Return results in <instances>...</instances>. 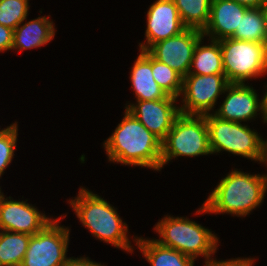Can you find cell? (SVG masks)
Listing matches in <instances>:
<instances>
[{
    "label": "cell",
    "instance_id": "17",
    "mask_svg": "<svg viewBox=\"0 0 267 266\" xmlns=\"http://www.w3.org/2000/svg\"><path fill=\"white\" fill-rule=\"evenodd\" d=\"M23 22L13 31V50L18 52L26 49L40 48L53 40L56 28L49 16H39L28 22Z\"/></svg>",
    "mask_w": 267,
    "mask_h": 266
},
{
    "label": "cell",
    "instance_id": "10",
    "mask_svg": "<svg viewBox=\"0 0 267 266\" xmlns=\"http://www.w3.org/2000/svg\"><path fill=\"white\" fill-rule=\"evenodd\" d=\"M203 37L201 30L186 28L179 35L153 44L147 51L184 78L189 74L195 46Z\"/></svg>",
    "mask_w": 267,
    "mask_h": 266
},
{
    "label": "cell",
    "instance_id": "12",
    "mask_svg": "<svg viewBox=\"0 0 267 266\" xmlns=\"http://www.w3.org/2000/svg\"><path fill=\"white\" fill-rule=\"evenodd\" d=\"M20 199L13 200L11 196L0 197V229L11 232L34 235L41 231L54 218L41 213L37 207Z\"/></svg>",
    "mask_w": 267,
    "mask_h": 266
},
{
    "label": "cell",
    "instance_id": "26",
    "mask_svg": "<svg viewBox=\"0 0 267 266\" xmlns=\"http://www.w3.org/2000/svg\"><path fill=\"white\" fill-rule=\"evenodd\" d=\"M255 258L247 257V258H231L228 260H219L216 258L210 261H206L204 266H254L253 264Z\"/></svg>",
    "mask_w": 267,
    "mask_h": 266
},
{
    "label": "cell",
    "instance_id": "4",
    "mask_svg": "<svg viewBox=\"0 0 267 266\" xmlns=\"http://www.w3.org/2000/svg\"><path fill=\"white\" fill-rule=\"evenodd\" d=\"M154 231L159 235V239L154 240L162 246L176 249L193 260L202 256L204 262L213 260L211 257L217 252L220 241L211 229L187 216L166 215L155 224Z\"/></svg>",
    "mask_w": 267,
    "mask_h": 266
},
{
    "label": "cell",
    "instance_id": "20",
    "mask_svg": "<svg viewBox=\"0 0 267 266\" xmlns=\"http://www.w3.org/2000/svg\"><path fill=\"white\" fill-rule=\"evenodd\" d=\"M31 235L1 230L0 266H21Z\"/></svg>",
    "mask_w": 267,
    "mask_h": 266
},
{
    "label": "cell",
    "instance_id": "8",
    "mask_svg": "<svg viewBox=\"0 0 267 266\" xmlns=\"http://www.w3.org/2000/svg\"><path fill=\"white\" fill-rule=\"evenodd\" d=\"M63 216L54 218L31 235L21 266H63L66 263L71 229L59 224L67 215Z\"/></svg>",
    "mask_w": 267,
    "mask_h": 266
},
{
    "label": "cell",
    "instance_id": "22",
    "mask_svg": "<svg viewBox=\"0 0 267 266\" xmlns=\"http://www.w3.org/2000/svg\"><path fill=\"white\" fill-rule=\"evenodd\" d=\"M212 0H174L180 19L186 28L203 31L210 18Z\"/></svg>",
    "mask_w": 267,
    "mask_h": 266
},
{
    "label": "cell",
    "instance_id": "15",
    "mask_svg": "<svg viewBox=\"0 0 267 266\" xmlns=\"http://www.w3.org/2000/svg\"><path fill=\"white\" fill-rule=\"evenodd\" d=\"M248 9L233 0H212L210 18L202 31L203 36L217 41L231 38Z\"/></svg>",
    "mask_w": 267,
    "mask_h": 266
},
{
    "label": "cell",
    "instance_id": "2",
    "mask_svg": "<svg viewBox=\"0 0 267 266\" xmlns=\"http://www.w3.org/2000/svg\"><path fill=\"white\" fill-rule=\"evenodd\" d=\"M266 192V175L250 174L233 169L220 180L195 214L226 213L245 217L260 207Z\"/></svg>",
    "mask_w": 267,
    "mask_h": 266
},
{
    "label": "cell",
    "instance_id": "13",
    "mask_svg": "<svg viewBox=\"0 0 267 266\" xmlns=\"http://www.w3.org/2000/svg\"><path fill=\"white\" fill-rule=\"evenodd\" d=\"M145 40L139 50L147 51L153 44L179 35L186 29L174 0H156L147 11Z\"/></svg>",
    "mask_w": 267,
    "mask_h": 266
},
{
    "label": "cell",
    "instance_id": "6",
    "mask_svg": "<svg viewBox=\"0 0 267 266\" xmlns=\"http://www.w3.org/2000/svg\"><path fill=\"white\" fill-rule=\"evenodd\" d=\"M211 155L205 115L180 113L162 141L161 169L177 157Z\"/></svg>",
    "mask_w": 267,
    "mask_h": 266
},
{
    "label": "cell",
    "instance_id": "25",
    "mask_svg": "<svg viewBox=\"0 0 267 266\" xmlns=\"http://www.w3.org/2000/svg\"><path fill=\"white\" fill-rule=\"evenodd\" d=\"M18 122L6 128H0V178L14 158L17 146Z\"/></svg>",
    "mask_w": 267,
    "mask_h": 266
},
{
    "label": "cell",
    "instance_id": "24",
    "mask_svg": "<svg viewBox=\"0 0 267 266\" xmlns=\"http://www.w3.org/2000/svg\"><path fill=\"white\" fill-rule=\"evenodd\" d=\"M29 0H0V24L15 29L27 20Z\"/></svg>",
    "mask_w": 267,
    "mask_h": 266
},
{
    "label": "cell",
    "instance_id": "19",
    "mask_svg": "<svg viewBox=\"0 0 267 266\" xmlns=\"http://www.w3.org/2000/svg\"><path fill=\"white\" fill-rule=\"evenodd\" d=\"M204 37L195 46L189 74L212 75L225 74L222 63L220 42L209 39L208 45H202Z\"/></svg>",
    "mask_w": 267,
    "mask_h": 266
},
{
    "label": "cell",
    "instance_id": "1",
    "mask_svg": "<svg viewBox=\"0 0 267 266\" xmlns=\"http://www.w3.org/2000/svg\"><path fill=\"white\" fill-rule=\"evenodd\" d=\"M103 147L112 163L161 171L162 141L126 109Z\"/></svg>",
    "mask_w": 267,
    "mask_h": 266
},
{
    "label": "cell",
    "instance_id": "28",
    "mask_svg": "<svg viewBox=\"0 0 267 266\" xmlns=\"http://www.w3.org/2000/svg\"><path fill=\"white\" fill-rule=\"evenodd\" d=\"M63 266H106L104 264L92 261L89 257H69Z\"/></svg>",
    "mask_w": 267,
    "mask_h": 266
},
{
    "label": "cell",
    "instance_id": "27",
    "mask_svg": "<svg viewBox=\"0 0 267 266\" xmlns=\"http://www.w3.org/2000/svg\"><path fill=\"white\" fill-rule=\"evenodd\" d=\"M13 29L0 24V52L12 50Z\"/></svg>",
    "mask_w": 267,
    "mask_h": 266
},
{
    "label": "cell",
    "instance_id": "11",
    "mask_svg": "<svg viewBox=\"0 0 267 266\" xmlns=\"http://www.w3.org/2000/svg\"><path fill=\"white\" fill-rule=\"evenodd\" d=\"M179 99L168 96L165 99L136 101L125 104V109L136 117L151 133L163 141L176 117L180 114Z\"/></svg>",
    "mask_w": 267,
    "mask_h": 266
},
{
    "label": "cell",
    "instance_id": "30",
    "mask_svg": "<svg viewBox=\"0 0 267 266\" xmlns=\"http://www.w3.org/2000/svg\"><path fill=\"white\" fill-rule=\"evenodd\" d=\"M265 93H263V98L261 99L262 102V122L267 123V85H265Z\"/></svg>",
    "mask_w": 267,
    "mask_h": 266
},
{
    "label": "cell",
    "instance_id": "5",
    "mask_svg": "<svg viewBox=\"0 0 267 266\" xmlns=\"http://www.w3.org/2000/svg\"><path fill=\"white\" fill-rule=\"evenodd\" d=\"M209 132V146L212 154L226 151L263 163L265 140L256 130L245 123L228 121L214 113L205 115Z\"/></svg>",
    "mask_w": 267,
    "mask_h": 266
},
{
    "label": "cell",
    "instance_id": "18",
    "mask_svg": "<svg viewBox=\"0 0 267 266\" xmlns=\"http://www.w3.org/2000/svg\"><path fill=\"white\" fill-rule=\"evenodd\" d=\"M151 266H194L195 260L176 249L162 246L154 239L135 236L133 242Z\"/></svg>",
    "mask_w": 267,
    "mask_h": 266
},
{
    "label": "cell",
    "instance_id": "7",
    "mask_svg": "<svg viewBox=\"0 0 267 266\" xmlns=\"http://www.w3.org/2000/svg\"><path fill=\"white\" fill-rule=\"evenodd\" d=\"M225 76L229 83L267 75V43L226 38L219 41Z\"/></svg>",
    "mask_w": 267,
    "mask_h": 266
},
{
    "label": "cell",
    "instance_id": "16",
    "mask_svg": "<svg viewBox=\"0 0 267 266\" xmlns=\"http://www.w3.org/2000/svg\"><path fill=\"white\" fill-rule=\"evenodd\" d=\"M129 79L136 101H152L168 97L153 78L152 55L148 51L140 50L131 68Z\"/></svg>",
    "mask_w": 267,
    "mask_h": 266
},
{
    "label": "cell",
    "instance_id": "31",
    "mask_svg": "<svg viewBox=\"0 0 267 266\" xmlns=\"http://www.w3.org/2000/svg\"><path fill=\"white\" fill-rule=\"evenodd\" d=\"M263 164L265 166H267V140L265 139V150H264V160H263ZM266 175V178H267V174Z\"/></svg>",
    "mask_w": 267,
    "mask_h": 266
},
{
    "label": "cell",
    "instance_id": "21",
    "mask_svg": "<svg viewBox=\"0 0 267 266\" xmlns=\"http://www.w3.org/2000/svg\"><path fill=\"white\" fill-rule=\"evenodd\" d=\"M232 39L267 43V27L261 8H249L241 18L239 28L236 29Z\"/></svg>",
    "mask_w": 267,
    "mask_h": 266
},
{
    "label": "cell",
    "instance_id": "33",
    "mask_svg": "<svg viewBox=\"0 0 267 266\" xmlns=\"http://www.w3.org/2000/svg\"><path fill=\"white\" fill-rule=\"evenodd\" d=\"M2 190H1V187H0V197H1V195L3 194V192H1Z\"/></svg>",
    "mask_w": 267,
    "mask_h": 266
},
{
    "label": "cell",
    "instance_id": "9",
    "mask_svg": "<svg viewBox=\"0 0 267 266\" xmlns=\"http://www.w3.org/2000/svg\"><path fill=\"white\" fill-rule=\"evenodd\" d=\"M228 82L225 74H188L183 78L182 100L179 111L187 115L214 113L220 95L224 94Z\"/></svg>",
    "mask_w": 267,
    "mask_h": 266
},
{
    "label": "cell",
    "instance_id": "14",
    "mask_svg": "<svg viewBox=\"0 0 267 266\" xmlns=\"http://www.w3.org/2000/svg\"><path fill=\"white\" fill-rule=\"evenodd\" d=\"M224 101L214 114L224 120L247 122L262 114V102L254 88L246 83H230L225 91ZM260 112V113H257Z\"/></svg>",
    "mask_w": 267,
    "mask_h": 266
},
{
    "label": "cell",
    "instance_id": "23",
    "mask_svg": "<svg viewBox=\"0 0 267 266\" xmlns=\"http://www.w3.org/2000/svg\"><path fill=\"white\" fill-rule=\"evenodd\" d=\"M152 73L156 83L168 96L180 99L183 89V77L178 72L152 56Z\"/></svg>",
    "mask_w": 267,
    "mask_h": 266
},
{
    "label": "cell",
    "instance_id": "3",
    "mask_svg": "<svg viewBox=\"0 0 267 266\" xmlns=\"http://www.w3.org/2000/svg\"><path fill=\"white\" fill-rule=\"evenodd\" d=\"M68 203L76 218L93 237L115 248L133 253L134 247L127 235L128 225L122 221L117 208L84 187H80L78 195L74 199H69Z\"/></svg>",
    "mask_w": 267,
    "mask_h": 266
},
{
    "label": "cell",
    "instance_id": "32",
    "mask_svg": "<svg viewBox=\"0 0 267 266\" xmlns=\"http://www.w3.org/2000/svg\"><path fill=\"white\" fill-rule=\"evenodd\" d=\"M264 17H265V22H266V27H267V1L266 3L261 7Z\"/></svg>",
    "mask_w": 267,
    "mask_h": 266
},
{
    "label": "cell",
    "instance_id": "29",
    "mask_svg": "<svg viewBox=\"0 0 267 266\" xmlns=\"http://www.w3.org/2000/svg\"><path fill=\"white\" fill-rule=\"evenodd\" d=\"M238 4H242L248 8H261L267 0H233Z\"/></svg>",
    "mask_w": 267,
    "mask_h": 266
}]
</instances>
